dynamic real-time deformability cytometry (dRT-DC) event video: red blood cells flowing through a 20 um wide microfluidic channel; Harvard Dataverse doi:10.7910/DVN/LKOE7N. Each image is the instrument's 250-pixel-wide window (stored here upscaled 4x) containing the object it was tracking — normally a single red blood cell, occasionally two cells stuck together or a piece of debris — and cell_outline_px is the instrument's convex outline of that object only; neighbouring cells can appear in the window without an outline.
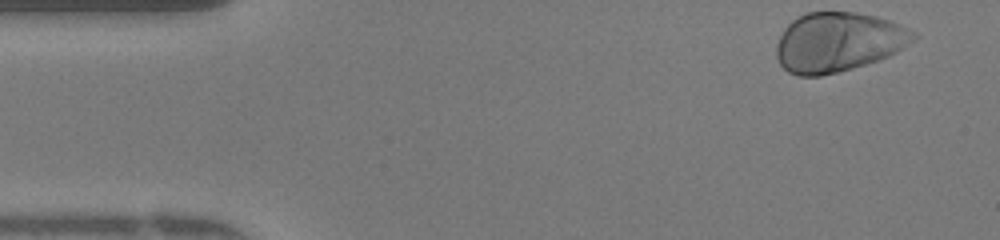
{"species": "human", "species_latin": "Homo sapiens", "temperature_condition": "warm", "stored_images_in_passage": 46, "camera_frame_rate_fps": 3000, "um_per_image_px": 0.085, "donor": {"sex": "female"}, "frame": {"image": 1, "passage_image": 1, "time_ms": 0.0, "image_size_px": [1000, 240], "cell_outline_px": [[920, 36], [896, 52], [888, 56], [852, 68], [820, 76], [796, 76], [788, 72], [780, 64], [776, 56], [776, 44], [784, 28], [792, 20], [808, 12], [856, 12], [876, 16], [888, 20], [916, 32]], "centroid_in_image_um": [71.23, 3.57], "position_along_channel_um": 13.8, "area_um2": 47.34}}
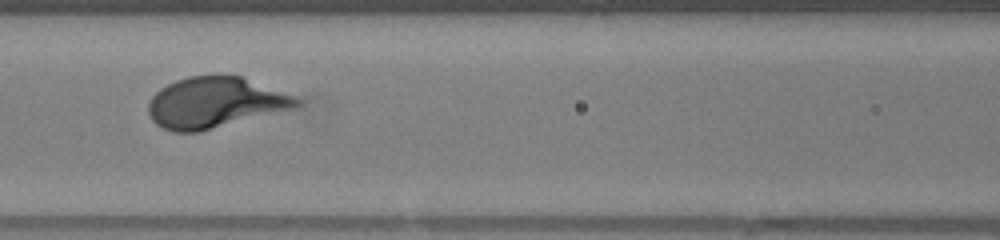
{"frame": {"image": 2, "passage_image": 18, "time_ms": 5.667, "image_size_px": [1000, 240], "cell_outline_px": [[304, 100], [296, 108], [200, 132], [172, 132], [156, 124], [152, 120], [148, 112], [148, 104], [152, 96], [160, 88], [176, 80], [188, 76], [220, 72], [240, 76], [296, 96]], "centroid_in_image_um": [18.3, 8.7], "position_along_channel_um": 148.3, "area_um2": 44.68}}
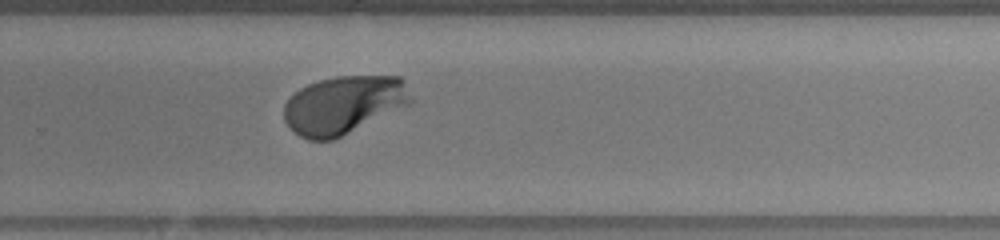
{"frame": {"image": 3, "passage_image": 29, "time_ms": 9.333, "image_size_px": [1000, 240], "cell_outline_px": [[412, 100], [408, 104], [332, 140], [308, 140], [300, 136], [288, 128], [284, 120], [284, 104], [300, 88], [308, 84], [320, 80], [336, 76], [400, 76], [404, 80]], "centroid_in_image_um": [29.16, 8.9], "position_along_channel_um": 300.6, "area_um2": 42.43}, "authors_computed_cell_mechanics": {"area_um2": 43.1477, "velocity_mm_per_s": 4.1632, "shape_relaxation_time_tau1_ms": 1.8448, "shape_relaxation_time_tau2_ms": null, "deformation_change_tau1": 0.1613, "deformation_change_tau2": null}}